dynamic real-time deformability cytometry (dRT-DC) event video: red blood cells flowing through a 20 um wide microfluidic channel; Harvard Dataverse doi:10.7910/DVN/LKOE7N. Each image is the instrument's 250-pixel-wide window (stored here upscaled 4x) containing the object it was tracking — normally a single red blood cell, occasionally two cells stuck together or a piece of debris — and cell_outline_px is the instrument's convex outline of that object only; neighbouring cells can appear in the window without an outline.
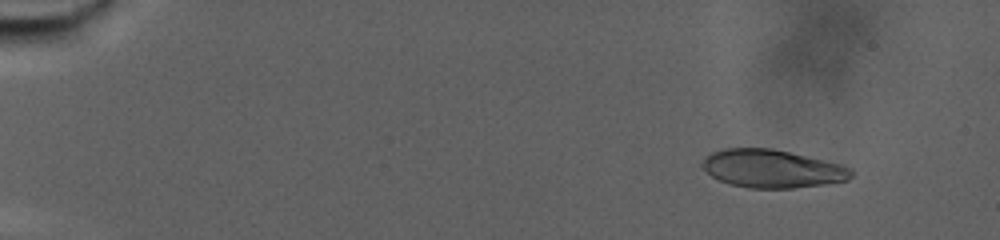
{"species": "human", "species_latin": "Homo sapiens", "temperature_condition": "warm", "stored_images_in_passage": 80, "camera_frame_rate_fps": 3000, "um_per_image_px": 0.085, "donor": {"sex": "male"}, "frame": {"image": 1, "passage_image": 9, "time_ms": 2.667, "image_size_px": [1000, 240], "cell_outline_px": [[852, 176], [848, 180], [824, 184], [792, 188], [748, 188], [732, 184], [720, 180], [712, 176], [700, 164], [712, 152], [724, 148], [772, 148], [824, 160], [840, 164], [852, 168]], "centroid_in_image_um": [65.65, 14.33], "position_along_channel_um": 19.4, "area_um2": 32.77}}
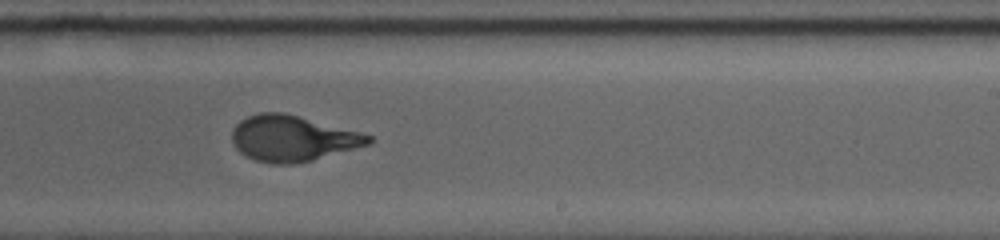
{"frame": {"image": 2, "passage_image": 52, "time_ms": 17.0, "image_size_px": [1000, 240], "cell_outline_px": [[372, 140], [368, 144], [312, 160], [296, 164], [272, 164], [256, 160], [244, 156], [236, 148], [232, 140], [232, 128], [240, 120], [248, 116], [260, 112], [284, 112], [372, 136]], "centroid_in_image_um": [24.79, 11.76], "position_along_channel_um": 264.2, "area_um2": 36.01}}
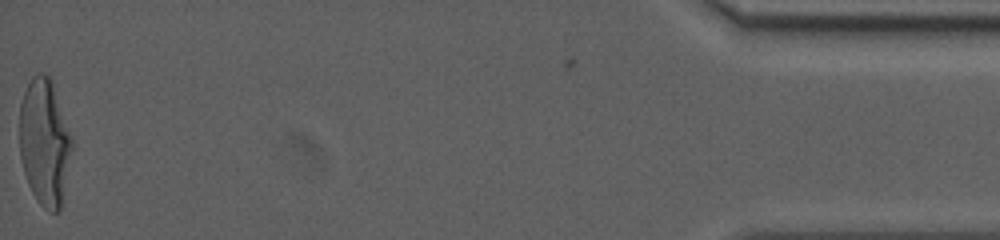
{"frame": {"image": 3, "passage_image": 80, "time_ms": 26.333, "image_size_px": [1000, 240], "cell_outline_px": [[72, 148], [60, 208], [56, 212], [48, 212], [40, 204], [32, 192], [28, 184], [24, 172], [20, 156], [20, 104], [24, 92], [32, 76], [36, 72], [44, 72], [52, 80], [72, 136]], "centroid_in_image_um": [3.79, 12.04], "position_along_channel_um": 431.4, "area_um2": 38.55}, "authors_computed_cell_mechanics": {"area_um2": 36.0094, "velocity_mm_per_s": 2.6959, "shape_relaxation_time_tau1_ms": 8.1929, "shape_relaxation_time_tau2_ms": null, "deformation_change_tau1": 0.2799, "deformation_change_tau2": null}}